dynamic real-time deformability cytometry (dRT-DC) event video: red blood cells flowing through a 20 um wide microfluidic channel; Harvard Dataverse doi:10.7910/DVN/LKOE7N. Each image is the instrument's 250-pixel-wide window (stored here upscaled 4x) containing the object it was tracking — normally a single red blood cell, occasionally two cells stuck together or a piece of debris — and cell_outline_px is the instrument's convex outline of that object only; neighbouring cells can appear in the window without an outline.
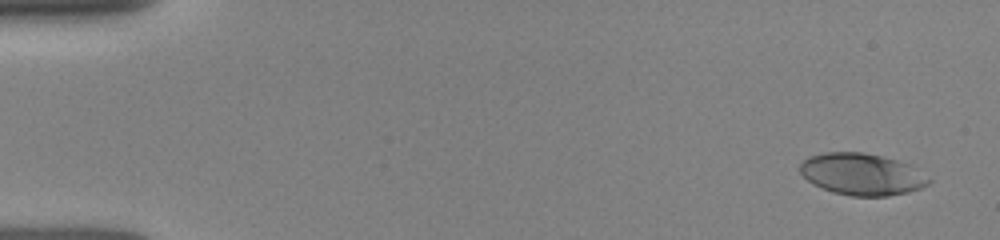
{"species": "human", "species_latin": "Homo sapiens", "temperature_condition": "room temperature", "stored_images_in_passage": 24, "camera_frame_rate_fps": 3000, "um_per_image_px": 0.085, "donor": {"sex": "female"}, "frame": {"image": 1, "passage_image": 3, "time_ms": 0.667, "image_size_px": [1000, 240], "cell_outline_px": [[932, 180], [928, 184], [920, 188], [908, 192], [888, 196], [852, 196], [832, 192], [812, 184], [800, 172], [800, 164], [808, 156], [824, 152], [864, 152], [912, 164]], "centroid_in_image_um": [73.27, 14.81], "position_along_channel_um": 11.7, "area_um2": 31.5}}
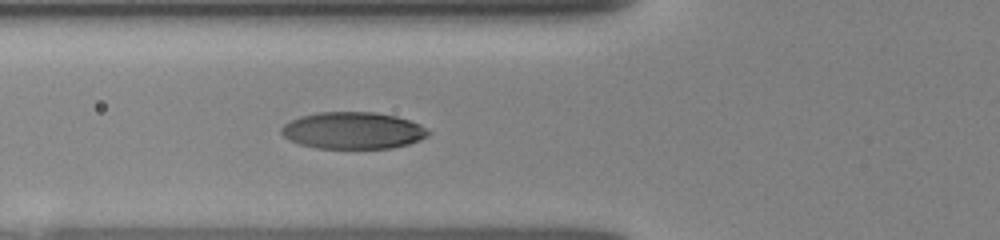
{"frame": {"image": 2, "passage_image": 18, "time_ms": 6.0, "image_size_px": [1000, 240], "cell_outline_px": [[432, 132], [428, 136], [420, 140], [408, 144], [392, 148], [316, 148], [300, 144], [288, 140], [280, 132], [280, 128], [284, 124], [300, 116], [316, 112], [376, 112], [396, 116], [420, 124]], "centroid_in_image_um": [30.0, 11.09], "position_along_channel_um": 95.8, "area_um2": 31.73}}
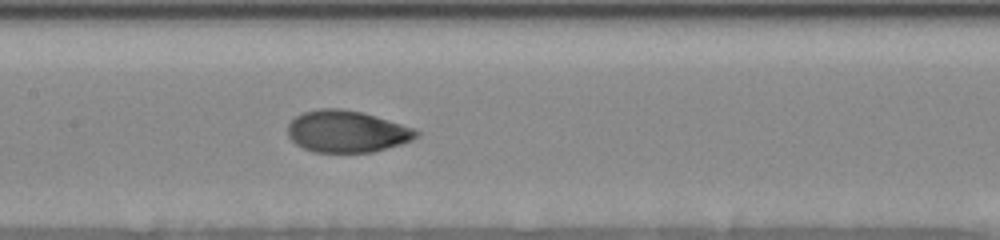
{"frame": {"image": 3, "passage_image": 24, "time_ms": 8.0, "image_size_px": [1000, 240], "cell_outline_px": [[420, 136], [412, 140], [400, 144], [372, 152], [312, 152], [296, 144], [288, 136], [288, 124], [296, 116], [304, 112], [320, 108], [340, 108], [364, 112], [412, 128], [420, 132]], "centroid_in_image_um": [29.47, 11.17], "position_along_channel_um": 177.9, "area_um2": 31.27}}